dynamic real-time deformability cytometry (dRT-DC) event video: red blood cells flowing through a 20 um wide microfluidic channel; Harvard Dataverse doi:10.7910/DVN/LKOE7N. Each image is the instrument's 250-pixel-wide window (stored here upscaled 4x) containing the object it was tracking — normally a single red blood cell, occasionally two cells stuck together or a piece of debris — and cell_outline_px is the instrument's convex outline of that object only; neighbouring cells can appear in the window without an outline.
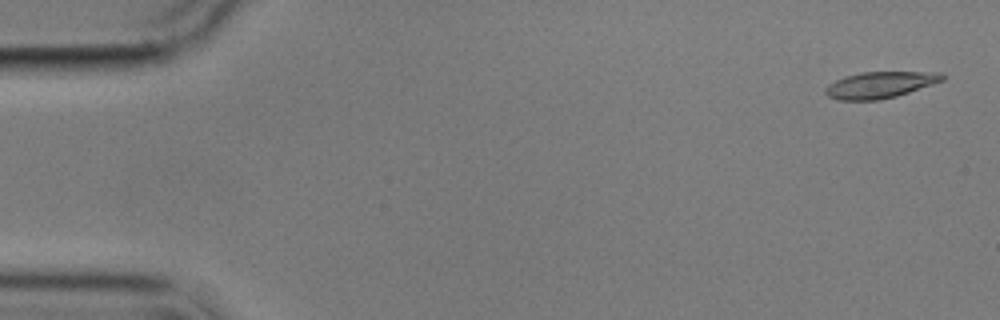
{"species": "common noctule bat (a hibernating species)", "species_latin": "Nyctalus noctula", "temperature_condition": "cold", "stored_images_in_passage": 6, "camera_frame_rate_fps": 3000, "um_per_image_px": 0.085, "animal": {"sex": "male", "body_mass_g": 17.9}, "frame": {"image": 1, "passage_image": 1, "time_ms": 0.0, "image_size_px": [1000, 320], "cell_outline_px": [[944, 80], [896, 96], [880, 100], [840, 100], [828, 96], [824, 92], [824, 88], [828, 84], [844, 76], [860, 72], [940, 72], [944, 76]], "centroid_in_image_um": [74.76, 7.21], "position_along_channel_um": 10.2, "area_um2": 17.92}}
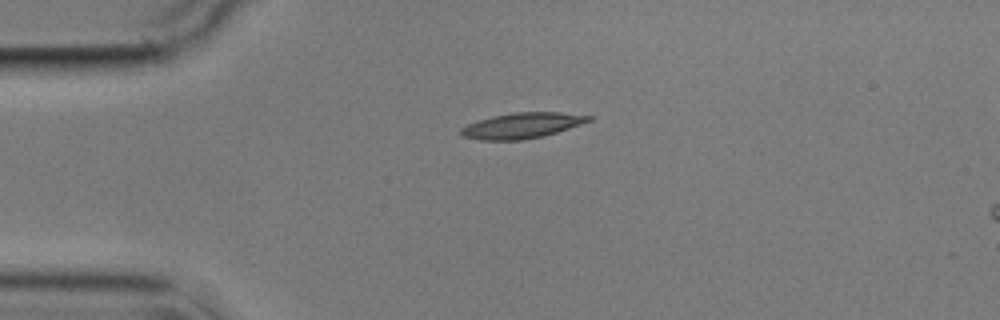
{"frame": {"image": 2, "passage_image": 4, "time_ms": 3.667, "image_size_px": [1000, 320], "cell_outline_px": [[592, 120], [544, 136], [520, 140], [480, 140], [464, 136], [460, 132], [460, 128], [468, 124], [492, 116], [512, 112], [560, 112], [592, 116]], "centroid_in_image_um": [44.36, 10.66], "position_along_channel_um": 40.6, "area_um2": 18.84}}